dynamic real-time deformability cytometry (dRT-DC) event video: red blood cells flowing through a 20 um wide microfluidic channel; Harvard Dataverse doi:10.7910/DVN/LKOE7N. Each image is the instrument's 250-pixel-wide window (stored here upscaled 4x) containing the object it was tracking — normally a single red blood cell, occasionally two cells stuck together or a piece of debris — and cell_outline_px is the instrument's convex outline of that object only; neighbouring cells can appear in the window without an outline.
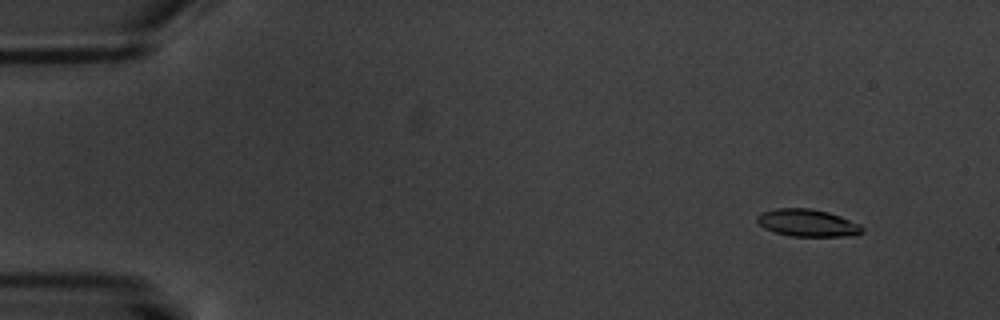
{"species": "common noctule bat (a hibernating species)", "species_latin": "Nyctalus noctula", "temperature_condition": "warm", "stored_images_in_passage": 11, "camera_frame_rate_fps": 3000, "um_per_image_px": 0.085, "animal": {"sex": "male", "body_mass_g": 20.1, "forearm_length_mm": 53.5}, "frame": {"image": 1, "passage_image": 2, "time_ms": 1.0, "image_size_px": [1000, 320], "cell_outline_px": [[864, 232], [856, 236], [792, 236], [776, 232], [764, 228], [756, 220], [756, 216], [760, 212], [776, 208], [808, 208], [828, 212], [840, 216], [860, 224], [864, 228]], "centroid_in_image_um": [68.66, 18.94], "position_along_channel_um": 16.3, "area_um2": 16.82}}
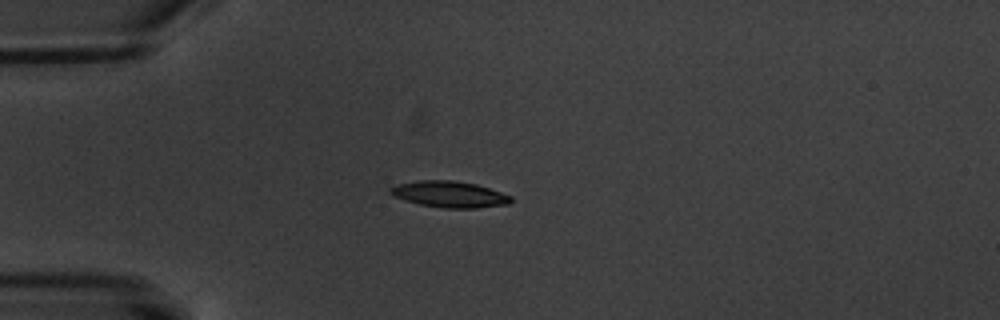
{"frame": {"image": 2, "passage_image": 5, "time_ms": 4.667, "image_size_px": [1000, 320], "cell_outline_px": [[512, 200], [508, 204], [476, 208], [444, 208], [420, 204], [392, 196], [388, 192], [388, 188], [396, 184], [416, 180], [452, 180], [476, 184], [512, 196]], "centroid_in_image_um": [38.15, 16.5], "position_along_channel_um": 46.8, "area_um2": 18.5}}